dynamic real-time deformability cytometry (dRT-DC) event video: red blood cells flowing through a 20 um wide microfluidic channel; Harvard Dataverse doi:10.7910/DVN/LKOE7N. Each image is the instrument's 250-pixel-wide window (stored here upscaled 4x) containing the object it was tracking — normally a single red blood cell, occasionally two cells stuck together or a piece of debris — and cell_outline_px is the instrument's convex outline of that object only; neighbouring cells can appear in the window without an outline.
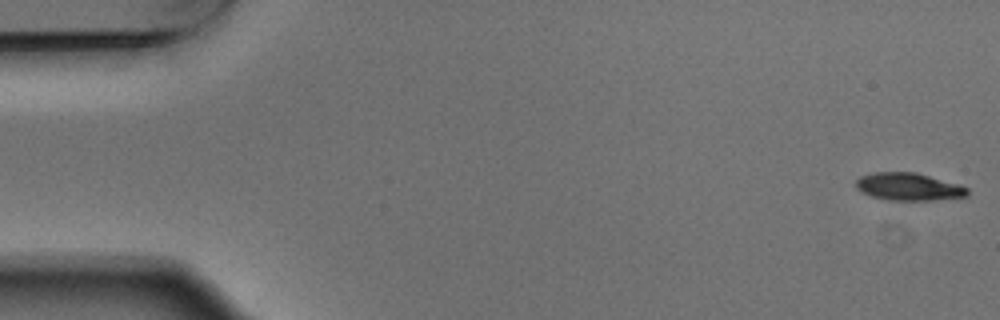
{"species": "Egyptian fruit bat (a non-hibernating species)", "species_latin": "Rousettus aegyptiacus", "temperature_condition": "warm", "stored_images_in_passage": 5, "camera_frame_rate_fps": 3000, "um_per_image_px": 0.085, "animal": {"sex": "male"}, "frame": {"image": 1, "passage_image": 1, "time_ms": 0.0, "image_size_px": [1000, 320], "cell_outline_px": [[968, 196], [932, 200], [888, 200], [872, 196], [860, 192], [856, 188], [856, 180], [860, 176], [872, 172], [916, 172], [960, 184], [968, 188]], "centroid_in_image_um": [77.22, 15.86], "position_along_channel_um": 7.8, "area_um2": 18.03}}
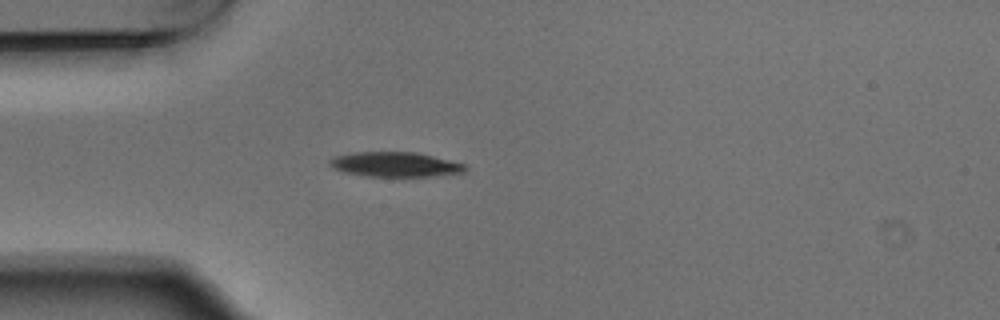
{"frame": {"image": 2, "passage_image": 5, "time_ms": 1.333, "image_size_px": [1000, 320], "cell_outline_px": [[468, 168], [464, 172], [432, 176], [368, 176], [344, 172], [332, 168], [328, 164], [328, 160], [332, 156], [356, 152], [416, 152], [464, 164]], "centroid_in_image_um": [33.53, 13.97], "position_along_channel_um": 51.5, "area_um2": 19.48}}